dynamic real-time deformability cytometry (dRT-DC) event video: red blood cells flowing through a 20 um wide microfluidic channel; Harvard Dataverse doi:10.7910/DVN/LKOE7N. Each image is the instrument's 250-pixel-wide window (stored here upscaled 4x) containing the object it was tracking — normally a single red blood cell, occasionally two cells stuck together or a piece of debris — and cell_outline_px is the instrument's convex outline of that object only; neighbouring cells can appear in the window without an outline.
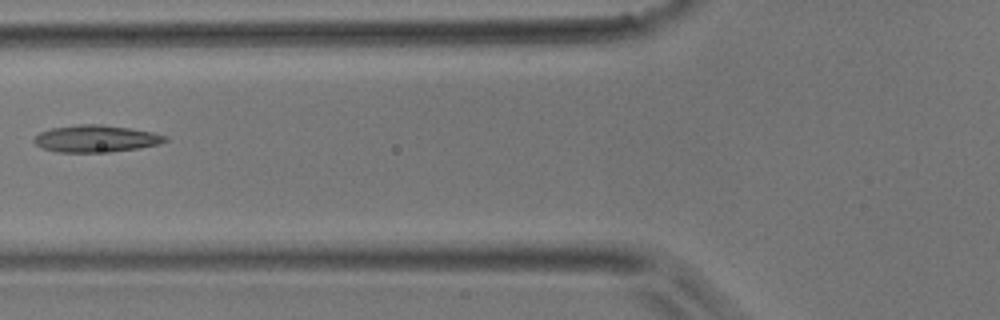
{"species": "common noctule bat (a hibernating species)", "species_latin": "Nyctalus noctula", "temperature_condition": "room temperature", "stored_images_in_passage": 3, "camera_frame_rate_fps": 3000, "um_per_image_px": 0.085, "animal": {"sex": "male", "body_mass_g": 17.9}, "frame": {"image": 1, "passage_image": 3, "time_ms": 0.667, "image_size_px": [1000, 320], "cell_outline_px": [[168, 140], [160, 144], [140, 148], [108, 152], [56, 152], [40, 148], [32, 140], [40, 132], [52, 128], [80, 124], [100, 124], [128, 128], [152, 132], [168, 136]], "centroid_in_image_um": [8.15, 11.79], "position_along_channel_um": 117.6, "area_um2": 20.69}}